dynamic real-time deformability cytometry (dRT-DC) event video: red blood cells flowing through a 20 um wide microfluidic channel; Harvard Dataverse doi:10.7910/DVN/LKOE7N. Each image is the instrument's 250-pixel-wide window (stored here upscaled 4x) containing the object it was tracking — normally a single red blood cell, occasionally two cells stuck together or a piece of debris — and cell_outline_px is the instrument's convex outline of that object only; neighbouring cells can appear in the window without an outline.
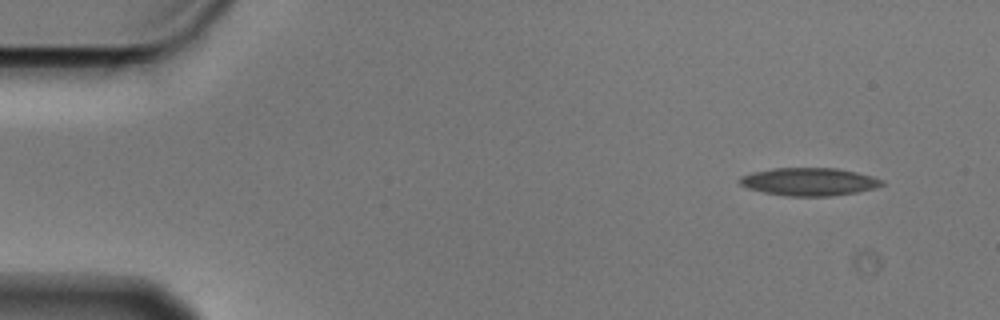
{"species": "Egyptian fruit bat (a non-hibernating species)", "species_latin": "Rousettus aegyptiacus", "temperature_condition": "cold", "stored_images_in_passage": 4, "camera_frame_rate_fps": 3000, "um_per_image_px": 0.085, "animal": {"sex": "male"}, "frame": {"image": 1, "passage_image": 1, "time_ms": 0.0, "image_size_px": [1000, 320], "cell_outline_px": [[884, 184], [876, 188], [856, 192], [832, 196], [788, 196], [764, 192], [748, 188], [740, 184], [736, 180], [740, 176], [752, 172], [772, 168], [836, 168], [856, 172], [872, 176], [884, 180]], "centroid_in_image_um": [68.76, 15.44], "position_along_channel_um": 16.2, "area_um2": 23.18}}
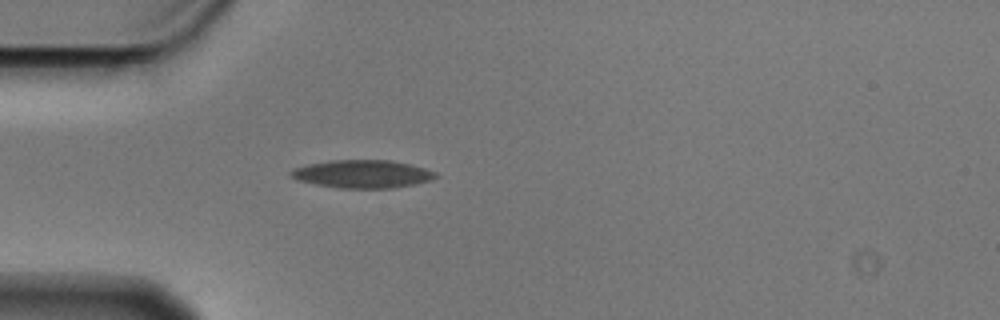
{"frame": {"image": 2, "passage_image": 4, "time_ms": 1.0, "image_size_px": [1000, 320], "cell_outline_px": [[436, 176], [432, 180], [416, 184], [392, 188], [336, 188], [296, 180], [288, 176], [288, 172], [292, 168], [308, 164], [328, 160], [392, 160], [424, 168], [436, 172]], "centroid_in_image_um": [30.74, 14.79], "position_along_channel_um": 54.3, "area_um2": 23.81}}